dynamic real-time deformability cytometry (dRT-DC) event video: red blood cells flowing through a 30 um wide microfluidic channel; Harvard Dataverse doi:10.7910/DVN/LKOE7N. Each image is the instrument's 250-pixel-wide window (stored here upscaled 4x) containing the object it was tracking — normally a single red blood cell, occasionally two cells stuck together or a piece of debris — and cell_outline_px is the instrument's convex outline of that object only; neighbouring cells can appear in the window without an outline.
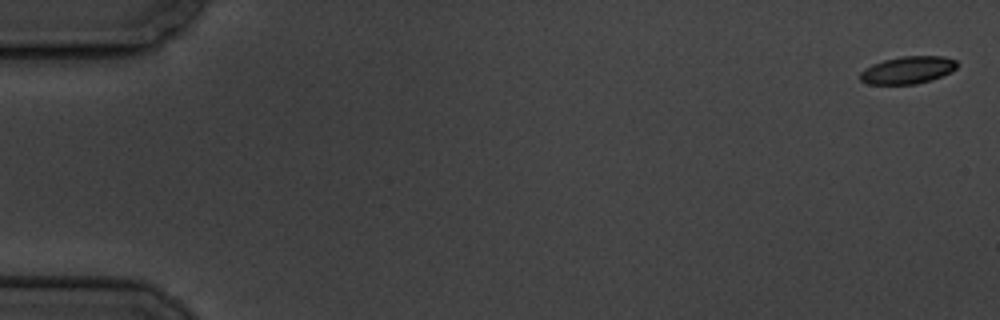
{"species": "common noctule bat (a hibernating species)", "species_latin": "Nyctalus noctula", "temperature_condition": "cold", "stored_images_in_passage": 6, "camera_frame_rate_fps": 3000, "um_per_image_px": 0.085, "animal": {"sex": "male", "body_mass_g": 19.5, "forearm_length_mm": 54.6}, "frame": {"image": 1, "passage_image": 1, "time_ms": 0.0, "image_size_px": [1000, 320], "cell_outline_px": [[956, 68], [940, 76], [916, 84], [868, 84], [860, 80], [860, 72], [864, 68], [872, 64], [884, 60], [904, 56], [944, 56], [956, 60]], "centroid_in_image_um": [77.11, 5.95], "position_along_channel_um": 7.9, "area_um2": 15.26}}
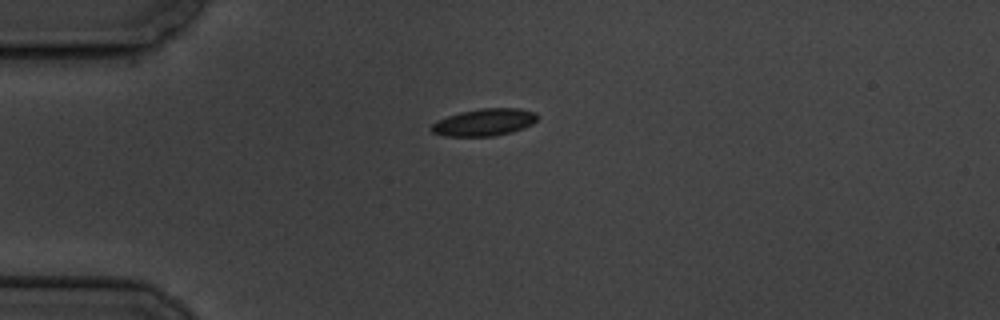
{"frame": {"image": 2, "passage_image": 5, "time_ms": 4.667, "image_size_px": [1000, 320], "cell_outline_px": [[536, 120], [532, 124], [524, 128], [512, 132], [496, 136], [444, 136], [432, 132], [432, 124], [448, 116], [460, 112], [480, 108], [520, 108], [536, 112]], "centroid_in_image_um": [41.2, 10.39], "position_along_channel_um": 43.8, "area_um2": 16.7}}